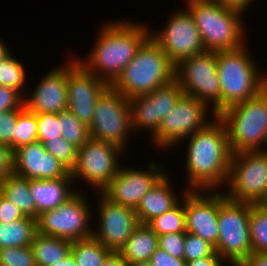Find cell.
I'll return each instance as SVG.
<instances>
[{
    "label": "cell",
    "mask_w": 267,
    "mask_h": 266,
    "mask_svg": "<svg viewBox=\"0 0 267 266\" xmlns=\"http://www.w3.org/2000/svg\"><path fill=\"white\" fill-rule=\"evenodd\" d=\"M206 51H230L242 47L244 12L227 7L218 0H187Z\"/></svg>",
    "instance_id": "cell-3"
},
{
    "label": "cell",
    "mask_w": 267,
    "mask_h": 266,
    "mask_svg": "<svg viewBox=\"0 0 267 266\" xmlns=\"http://www.w3.org/2000/svg\"><path fill=\"white\" fill-rule=\"evenodd\" d=\"M83 194L78 190L57 208L40 213L36 219L37 233L70 242L92 237L94 228L89 222L93 214Z\"/></svg>",
    "instance_id": "cell-11"
},
{
    "label": "cell",
    "mask_w": 267,
    "mask_h": 266,
    "mask_svg": "<svg viewBox=\"0 0 267 266\" xmlns=\"http://www.w3.org/2000/svg\"><path fill=\"white\" fill-rule=\"evenodd\" d=\"M159 247L173 257L184 259L185 233H168L158 236Z\"/></svg>",
    "instance_id": "cell-39"
},
{
    "label": "cell",
    "mask_w": 267,
    "mask_h": 266,
    "mask_svg": "<svg viewBox=\"0 0 267 266\" xmlns=\"http://www.w3.org/2000/svg\"><path fill=\"white\" fill-rule=\"evenodd\" d=\"M250 240L253 253L267 254V204L250 203Z\"/></svg>",
    "instance_id": "cell-30"
},
{
    "label": "cell",
    "mask_w": 267,
    "mask_h": 266,
    "mask_svg": "<svg viewBox=\"0 0 267 266\" xmlns=\"http://www.w3.org/2000/svg\"><path fill=\"white\" fill-rule=\"evenodd\" d=\"M77 266H101L110 251L93 236L71 243Z\"/></svg>",
    "instance_id": "cell-29"
},
{
    "label": "cell",
    "mask_w": 267,
    "mask_h": 266,
    "mask_svg": "<svg viewBox=\"0 0 267 266\" xmlns=\"http://www.w3.org/2000/svg\"><path fill=\"white\" fill-rule=\"evenodd\" d=\"M51 266H77V263L74 256L70 252L69 255L64 260Z\"/></svg>",
    "instance_id": "cell-48"
},
{
    "label": "cell",
    "mask_w": 267,
    "mask_h": 266,
    "mask_svg": "<svg viewBox=\"0 0 267 266\" xmlns=\"http://www.w3.org/2000/svg\"><path fill=\"white\" fill-rule=\"evenodd\" d=\"M24 97L15 89L0 86V112L21 109Z\"/></svg>",
    "instance_id": "cell-40"
},
{
    "label": "cell",
    "mask_w": 267,
    "mask_h": 266,
    "mask_svg": "<svg viewBox=\"0 0 267 266\" xmlns=\"http://www.w3.org/2000/svg\"><path fill=\"white\" fill-rule=\"evenodd\" d=\"M122 154H125L124 150L118 146L90 138L77 149V161L70 172L74 183L78 179L84 180L102 192L120 169L118 160Z\"/></svg>",
    "instance_id": "cell-12"
},
{
    "label": "cell",
    "mask_w": 267,
    "mask_h": 266,
    "mask_svg": "<svg viewBox=\"0 0 267 266\" xmlns=\"http://www.w3.org/2000/svg\"><path fill=\"white\" fill-rule=\"evenodd\" d=\"M99 199V219L92 236L110 252H119L140 225L134 208L112 202L102 192Z\"/></svg>",
    "instance_id": "cell-15"
},
{
    "label": "cell",
    "mask_w": 267,
    "mask_h": 266,
    "mask_svg": "<svg viewBox=\"0 0 267 266\" xmlns=\"http://www.w3.org/2000/svg\"><path fill=\"white\" fill-rule=\"evenodd\" d=\"M14 174V151L11 146L0 143V180Z\"/></svg>",
    "instance_id": "cell-41"
},
{
    "label": "cell",
    "mask_w": 267,
    "mask_h": 266,
    "mask_svg": "<svg viewBox=\"0 0 267 266\" xmlns=\"http://www.w3.org/2000/svg\"><path fill=\"white\" fill-rule=\"evenodd\" d=\"M72 183L74 185L70 172L55 179L29 180L30 192L36 205V219L40 213L55 209L72 197L79 190L74 189Z\"/></svg>",
    "instance_id": "cell-22"
},
{
    "label": "cell",
    "mask_w": 267,
    "mask_h": 266,
    "mask_svg": "<svg viewBox=\"0 0 267 266\" xmlns=\"http://www.w3.org/2000/svg\"><path fill=\"white\" fill-rule=\"evenodd\" d=\"M149 29L151 28L140 22L125 19L104 23L88 57H76V60L90 73L111 86L150 37Z\"/></svg>",
    "instance_id": "cell-2"
},
{
    "label": "cell",
    "mask_w": 267,
    "mask_h": 266,
    "mask_svg": "<svg viewBox=\"0 0 267 266\" xmlns=\"http://www.w3.org/2000/svg\"><path fill=\"white\" fill-rule=\"evenodd\" d=\"M0 193L12 201L24 216L36 219V205L31 195L29 180L16 174L0 180Z\"/></svg>",
    "instance_id": "cell-26"
},
{
    "label": "cell",
    "mask_w": 267,
    "mask_h": 266,
    "mask_svg": "<svg viewBox=\"0 0 267 266\" xmlns=\"http://www.w3.org/2000/svg\"><path fill=\"white\" fill-rule=\"evenodd\" d=\"M186 191V189L183 191V196L180 197L181 200L174 207L147 223L156 235L161 236L168 233L187 232L184 209V193Z\"/></svg>",
    "instance_id": "cell-28"
},
{
    "label": "cell",
    "mask_w": 267,
    "mask_h": 266,
    "mask_svg": "<svg viewBox=\"0 0 267 266\" xmlns=\"http://www.w3.org/2000/svg\"><path fill=\"white\" fill-rule=\"evenodd\" d=\"M176 78V65L149 37L111 85L125 97L152 93Z\"/></svg>",
    "instance_id": "cell-4"
},
{
    "label": "cell",
    "mask_w": 267,
    "mask_h": 266,
    "mask_svg": "<svg viewBox=\"0 0 267 266\" xmlns=\"http://www.w3.org/2000/svg\"><path fill=\"white\" fill-rule=\"evenodd\" d=\"M25 69L20 61L13 58L11 53L2 62H0V86H6L15 89L23 97L26 95L24 86L26 80Z\"/></svg>",
    "instance_id": "cell-32"
},
{
    "label": "cell",
    "mask_w": 267,
    "mask_h": 266,
    "mask_svg": "<svg viewBox=\"0 0 267 266\" xmlns=\"http://www.w3.org/2000/svg\"><path fill=\"white\" fill-rule=\"evenodd\" d=\"M129 99L109 86L98 98L89 126L90 138L114 144L126 150L132 134Z\"/></svg>",
    "instance_id": "cell-10"
},
{
    "label": "cell",
    "mask_w": 267,
    "mask_h": 266,
    "mask_svg": "<svg viewBox=\"0 0 267 266\" xmlns=\"http://www.w3.org/2000/svg\"><path fill=\"white\" fill-rule=\"evenodd\" d=\"M130 266H152V264L150 261H144L131 264Z\"/></svg>",
    "instance_id": "cell-50"
},
{
    "label": "cell",
    "mask_w": 267,
    "mask_h": 266,
    "mask_svg": "<svg viewBox=\"0 0 267 266\" xmlns=\"http://www.w3.org/2000/svg\"><path fill=\"white\" fill-rule=\"evenodd\" d=\"M159 166L151 163L148 170L143 171L121 166L102 193L112 202L136 209L141 199L166 173L165 168Z\"/></svg>",
    "instance_id": "cell-18"
},
{
    "label": "cell",
    "mask_w": 267,
    "mask_h": 266,
    "mask_svg": "<svg viewBox=\"0 0 267 266\" xmlns=\"http://www.w3.org/2000/svg\"><path fill=\"white\" fill-rule=\"evenodd\" d=\"M67 75L68 61L43 76L31 95L24 96V107L36 114H58L68 109Z\"/></svg>",
    "instance_id": "cell-20"
},
{
    "label": "cell",
    "mask_w": 267,
    "mask_h": 266,
    "mask_svg": "<svg viewBox=\"0 0 267 266\" xmlns=\"http://www.w3.org/2000/svg\"><path fill=\"white\" fill-rule=\"evenodd\" d=\"M171 184L168 173H165L141 199L135 209L140 224H147L180 201Z\"/></svg>",
    "instance_id": "cell-23"
},
{
    "label": "cell",
    "mask_w": 267,
    "mask_h": 266,
    "mask_svg": "<svg viewBox=\"0 0 267 266\" xmlns=\"http://www.w3.org/2000/svg\"><path fill=\"white\" fill-rule=\"evenodd\" d=\"M186 139L189 144L185 158L186 190L207 192L222 188L227 182L233 155L223 121L215 116Z\"/></svg>",
    "instance_id": "cell-1"
},
{
    "label": "cell",
    "mask_w": 267,
    "mask_h": 266,
    "mask_svg": "<svg viewBox=\"0 0 267 266\" xmlns=\"http://www.w3.org/2000/svg\"><path fill=\"white\" fill-rule=\"evenodd\" d=\"M219 191V237L215 252L231 265L238 266L250 256V203L234 202Z\"/></svg>",
    "instance_id": "cell-7"
},
{
    "label": "cell",
    "mask_w": 267,
    "mask_h": 266,
    "mask_svg": "<svg viewBox=\"0 0 267 266\" xmlns=\"http://www.w3.org/2000/svg\"><path fill=\"white\" fill-rule=\"evenodd\" d=\"M227 199L234 202L267 204V153H233L226 182Z\"/></svg>",
    "instance_id": "cell-8"
},
{
    "label": "cell",
    "mask_w": 267,
    "mask_h": 266,
    "mask_svg": "<svg viewBox=\"0 0 267 266\" xmlns=\"http://www.w3.org/2000/svg\"><path fill=\"white\" fill-rule=\"evenodd\" d=\"M218 117L226 127L232 153L267 149V87Z\"/></svg>",
    "instance_id": "cell-6"
},
{
    "label": "cell",
    "mask_w": 267,
    "mask_h": 266,
    "mask_svg": "<svg viewBox=\"0 0 267 266\" xmlns=\"http://www.w3.org/2000/svg\"><path fill=\"white\" fill-rule=\"evenodd\" d=\"M62 137L77 148L83 146L89 139V127L80 121L70 110L58 113Z\"/></svg>",
    "instance_id": "cell-31"
},
{
    "label": "cell",
    "mask_w": 267,
    "mask_h": 266,
    "mask_svg": "<svg viewBox=\"0 0 267 266\" xmlns=\"http://www.w3.org/2000/svg\"><path fill=\"white\" fill-rule=\"evenodd\" d=\"M36 113L30 112L24 106L18 109L15 128V150L38 141Z\"/></svg>",
    "instance_id": "cell-33"
},
{
    "label": "cell",
    "mask_w": 267,
    "mask_h": 266,
    "mask_svg": "<svg viewBox=\"0 0 267 266\" xmlns=\"http://www.w3.org/2000/svg\"><path fill=\"white\" fill-rule=\"evenodd\" d=\"M22 217H24V215L16 204L6 199L0 193V223L9 224Z\"/></svg>",
    "instance_id": "cell-42"
},
{
    "label": "cell",
    "mask_w": 267,
    "mask_h": 266,
    "mask_svg": "<svg viewBox=\"0 0 267 266\" xmlns=\"http://www.w3.org/2000/svg\"><path fill=\"white\" fill-rule=\"evenodd\" d=\"M248 50L245 44L234 50L217 52L221 113L255 97L266 88L267 74L259 72L258 65L250 57Z\"/></svg>",
    "instance_id": "cell-5"
},
{
    "label": "cell",
    "mask_w": 267,
    "mask_h": 266,
    "mask_svg": "<svg viewBox=\"0 0 267 266\" xmlns=\"http://www.w3.org/2000/svg\"><path fill=\"white\" fill-rule=\"evenodd\" d=\"M0 266H36L30 246L0 249Z\"/></svg>",
    "instance_id": "cell-35"
},
{
    "label": "cell",
    "mask_w": 267,
    "mask_h": 266,
    "mask_svg": "<svg viewBox=\"0 0 267 266\" xmlns=\"http://www.w3.org/2000/svg\"><path fill=\"white\" fill-rule=\"evenodd\" d=\"M238 266H267V254L252 253Z\"/></svg>",
    "instance_id": "cell-45"
},
{
    "label": "cell",
    "mask_w": 267,
    "mask_h": 266,
    "mask_svg": "<svg viewBox=\"0 0 267 266\" xmlns=\"http://www.w3.org/2000/svg\"><path fill=\"white\" fill-rule=\"evenodd\" d=\"M47 152H50L70 172L77 161V147L66 141L63 137L44 142Z\"/></svg>",
    "instance_id": "cell-34"
},
{
    "label": "cell",
    "mask_w": 267,
    "mask_h": 266,
    "mask_svg": "<svg viewBox=\"0 0 267 266\" xmlns=\"http://www.w3.org/2000/svg\"><path fill=\"white\" fill-rule=\"evenodd\" d=\"M170 16L166 26L159 29L160 32H151L150 37L175 65L187 57L206 51L193 16L187 8Z\"/></svg>",
    "instance_id": "cell-14"
},
{
    "label": "cell",
    "mask_w": 267,
    "mask_h": 266,
    "mask_svg": "<svg viewBox=\"0 0 267 266\" xmlns=\"http://www.w3.org/2000/svg\"><path fill=\"white\" fill-rule=\"evenodd\" d=\"M223 262L227 261L214 252L211 256L188 261L186 266H224Z\"/></svg>",
    "instance_id": "cell-44"
},
{
    "label": "cell",
    "mask_w": 267,
    "mask_h": 266,
    "mask_svg": "<svg viewBox=\"0 0 267 266\" xmlns=\"http://www.w3.org/2000/svg\"><path fill=\"white\" fill-rule=\"evenodd\" d=\"M36 119L38 141L44 143L62 137L58 114L38 113Z\"/></svg>",
    "instance_id": "cell-36"
},
{
    "label": "cell",
    "mask_w": 267,
    "mask_h": 266,
    "mask_svg": "<svg viewBox=\"0 0 267 266\" xmlns=\"http://www.w3.org/2000/svg\"><path fill=\"white\" fill-rule=\"evenodd\" d=\"M208 105L193 97L183 94L176 105L166 114L159 129L152 135V141L158 148L168 149L204 128L209 122Z\"/></svg>",
    "instance_id": "cell-13"
},
{
    "label": "cell",
    "mask_w": 267,
    "mask_h": 266,
    "mask_svg": "<svg viewBox=\"0 0 267 266\" xmlns=\"http://www.w3.org/2000/svg\"><path fill=\"white\" fill-rule=\"evenodd\" d=\"M227 7H232L238 9L245 13V10L249 8V5L252 4L253 0H218Z\"/></svg>",
    "instance_id": "cell-47"
},
{
    "label": "cell",
    "mask_w": 267,
    "mask_h": 266,
    "mask_svg": "<svg viewBox=\"0 0 267 266\" xmlns=\"http://www.w3.org/2000/svg\"><path fill=\"white\" fill-rule=\"evenodd\" d=\"M216 58L217 52L204 51L176 65V79L183 93L211 105L213 118L221 113V87Z\"/></svg>",
    "instance_id": "cell-9"
},
{
    "label": "cell",
    "mask_w": 267,
    "mask_h": 266,
    "mask_svg": "<svg viewBox=\"0 0 267 266\" xmlns=\"http://www.w3.org/2000/svg\"><path fill=\"white\" fill-rule=\"evenodd\" d=\"M101 266H130L119 252H110L102 262Z\"/></svg>",
    "instance_id": "cell-46"
},
{
    "label": "cell",
    "mask_w": 267,
    "mask_h": 266,
    "mask_svg": "<svg viewBox=\"0 0 267 266\" xmlns=\"http://www.w3.org/2000/svg\"><path fill=\"white\" fill-rule=\"evenodd\" d=\"M10 50L7 48L6 43L0 38V62H2L6 57L10 55Z\"/></svg>",
    "instance_id": "cell-49"
},
{
    "label": "cell",
    "mask_w": 267,
    "mask_h": 266,
    "mask_svg": "<svg viewBox=\"0 0 267 266\" xmlns=\"http://www.w3.org/2000/svg\"><path fill=\"white\" fill-rule=\"evenodd\" d=\"M150 262L152 266H186L184 259L173 257L160 247L152 254Z\"/></svg>",
    "instance_id": "cell-43"
},
{
    "label": "cell",
    "mask_w": 267,
    "mask_h": 266,
    "mask_svg": "<svg viewBox=\"0 0 267 266\" xmlns=\"http://www.w3.org/2000/svg\"><path fill=\"white\" fill-rule=\"evenodd\" d=\"M71 243L65 239L36 233L30 245L36 266H51L64 260L71 252Z\"/></svg>",
    "instance_id": "cell-25"
},
{
    "label": "cell",
    "mask_w": 267,
    "mask_h": 266,
    "mask_svg": "<svg viewBox=\"0 0 267 266\" xmlns=\"http://www.w3.org/2000/svg\"><path fill=\"white\" fill-rule=\"evenodd\" d=\"M215 252L214 247L201 237L185 233L184 260L186 262L211 256Z\"/></svg>",
    "instance_id": "cell-37"
},
{
    "label": "cell",
    "mask_w": 267,
    "mask_h": 266,
    "mask_svg": "<svg viewBox=\"0 0 267 266\" xmlns=\"http://www.w3.org/2000/svg\"><path fill=\"white\" fill-rule=\"evenodd\" d=\"M179 81H173L156 88L152 93L129 98L132 130H150L152 136L164 116L176 105L183 95Z\"/></svg>",
    "instance_id": "cell-16"
},
{
    "label": "cell",
    "mask_w": 267,
    "mask_h": 266,
    "mask_svg": "<svg viewBox=\"0 0 267 266\" xmlns=\"http://www.w3.org/2000/svg\"><path fill=\"white\" fill-rule=\"evenodd\" d=\"M70 171L40 141L22 146L14 151V174L28 180L55 179Z\"/></svg>",
    "instance_id": "cell-21"
},
{
    "label": "cell",
    "mask_w": 267,
    "mask_h": 266,
    "mask_svg": "<svg viewBox=\"0 0 267 266\" xmlns=\"http://www.w3.org/2000/svg\"><path fill=\"white\" fill-rule=\"evenodd\" d=\"M159 247L158 235L147 224H140L119 251L129 264L150 261L152 254Z\"/></svg>",
    "instance_id": "cell-24"
},
{
    "label": "cell",
    "mask_w": 267,
    "mask_h": 266,
    "mask_svg": "<svg viewBox=\"0 0 267 266\" xmlns=\"http://www.w3.org/2000/svg\"><path fill=\"white\" fill-rule=\"evenodd\" d=\"M71 58L67 75L68 110L89 127L96 102L110 85L86 70L76 57Z\"/></svg>",
    "instance_id": "cell-17"
},
{
    "label": "cell",
    "mask_w": 267,
    "mask_h": 266,
    "mask_svg": "<svg viewBox=\"0 0 267 266\" xmlns=\"http://www.w3.org/2000/svg\"><path fill=\"white\" fill-rule=\"evenodd\" d=\"M36 233V219L28 216L9 224L0 223V249L30 246Z\"/></svg>",
    "instance_id": "cell-27"
},
{
    "label": "cell",
    "mask_w": 267,
    "mask_h": 266,
    "mask_svg": "<svg viewBox=\"0 0 267 266\" xmlns=\"http://www.w3.org/2000/svg\"><path fill=\"white\" fill-rule=\"evenodd\" d=\"M18 109L0 112V143H5L15 151V128Z\"/></svg>",
    "instance_id": "cell-38"
},
{
    "label": "cell",
    "mask_w": 267,
    "mask_h": 266,
    "mask_svg": "<svg viewBox=\"0 0 267 266\" xmlns=\"http://www.w3.org/2000/svg\"><path fill=\"white\" fill-rule=\"evenodd\" d=\"M209 192L187 190L184 193L186 231L201 237L215 249L219 237V191Z\"/></svg>",
    "instance_id": "cell-19"
}]
</instances>
